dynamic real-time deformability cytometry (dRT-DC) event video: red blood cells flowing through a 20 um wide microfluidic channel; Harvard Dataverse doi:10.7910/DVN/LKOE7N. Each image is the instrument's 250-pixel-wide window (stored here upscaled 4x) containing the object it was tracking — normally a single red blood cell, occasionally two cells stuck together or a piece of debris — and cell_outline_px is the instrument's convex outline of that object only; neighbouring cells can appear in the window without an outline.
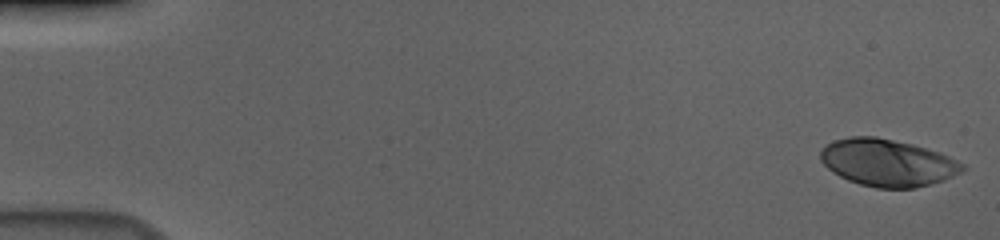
{"species": "human", "species_latin": "Homo sapiens", "temperature_condition": "cold", "stored_images_in_passage": 56, "camera_frame_rate_fps": 3000, "um_per_image_px": 0.085, "donor": {"sex": "male"}, "frame": {"image": 1, "passage_image": 1, "time_ms": 0.0, "image_size_px": [1000, 240], "cell_outline_px": [[968, 168], [944, 180], [916, 188], [876, 188], [860, 184], [848, 180], [832, 172], [820, 160], [820, 152], [832, 140], [848, 136], [876, 136], [912, 144], [940, 152], [964, 164]], "centroid_in_image_um": [75.43, 13.82], "position_along_channel_um": 9.6, "area_um2": 39.07}}
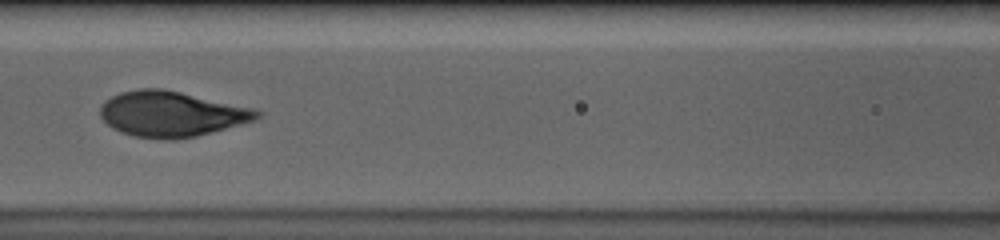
{"frame": {"image": 2, "passage_image": 26, "time_ms": 8.333, "image_size_px": [1000, 240], "cell_outline_px": [[264, 112], [256, 120], [212, 132], [196, 136], [172, 140], [164, 140], [136, 136], [120, 132], [112, 128], [100, 116], [100, 104], [104, 100], [120, 92], [140, 88], [160, 88], [180, 92], [256, 108]], "centroid_in_image_um": [14.58, 9.68], "position_along_channel_um": 152.0, "area_um2": 41.73}}
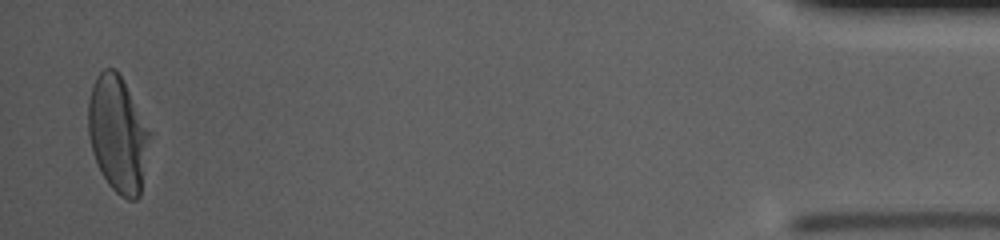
{"frame": {"image": 3, "passage_image": 55, "time_ms": 18.0, "image_size_px": [1000, 240], "cell_outline_px": [[148, 136], [140, 196], [136, 200], [128, 200], [120, 196], [108, 184], [100, 172], [92, 152], [88, 136], [88, 100], [92, 84], [96, 76], [104, 68], [116, 68], [124, 80], [148, 132]], "centroid_in_image_um": [9.94, 11.39], "position_along_channel_um": 425.3, "area_um2": 40.92}}